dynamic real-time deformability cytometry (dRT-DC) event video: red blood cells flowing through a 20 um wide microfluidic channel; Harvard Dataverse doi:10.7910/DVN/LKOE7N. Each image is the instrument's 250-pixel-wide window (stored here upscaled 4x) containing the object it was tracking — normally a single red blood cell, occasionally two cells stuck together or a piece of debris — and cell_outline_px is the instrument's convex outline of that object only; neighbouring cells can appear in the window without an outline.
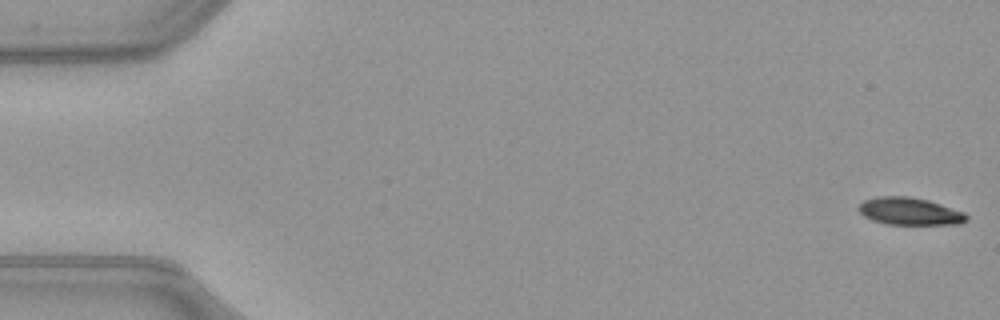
{"species": "common noctule bat (a hibernating species)", "species_latin": "Nyctalus noctula", "temperature_condition": "warm", "stored_images_in_passage": 51, "camera_frame_rate_fps": 3000, "um_per_image_px": 0.085, "animal": {"sex": "female", "body_mass_g": 21.9}, "frame": {"image": 1, "passage_image": 1, "time_ms": 0.0, "image_size_px": [1000, 320], "cell_outline_px": [[968, 220], [960, 224], [888, 224], [872, 220], [864, 216], [856, 208], [864, 200], [876, 196], [908, 196], [928, 200], [964, 212], [968, 216]], "centroid_in_image_um": [77.31, 17.95], "position_along_channel_um": 7.7, "area_um2": 17.22}}
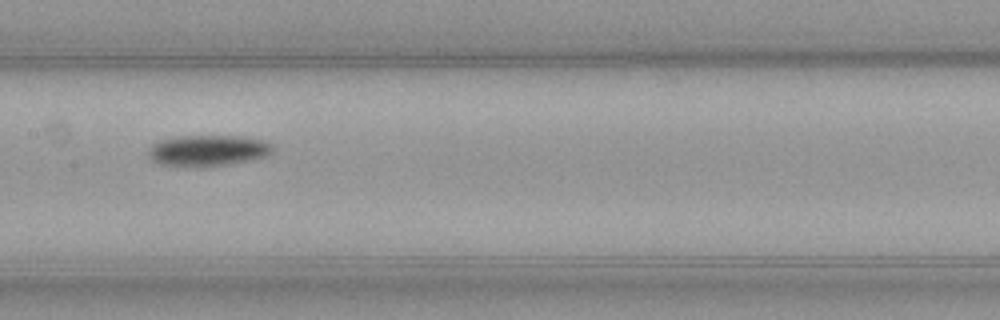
{"frame": {"image": 2, "passage_image": 25, "time_ms": 8.0, "image_size_px": [1000, 320], "cell_outline_px": [[272, 152], [264, 156], [248, 160], [228, 164], [192, 168], [160, 164], [152, 160], [148, 156], [148, 152], [152, 144], [160, 140], [180, 136], [240, 136], [264, 140], [272, 144]], "centroid_in_image_um": [17.63, 12.8], "position_along_channel_um": 189.8, "area_um2": 22.54}}
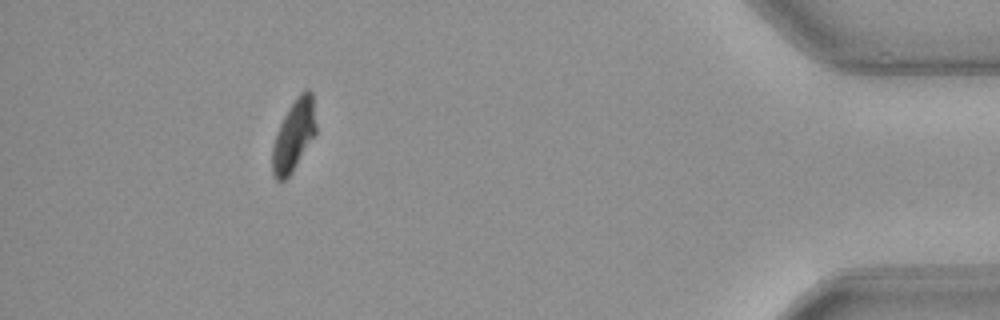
{"frame": {"image": 3, "passage_image": 46, "time_ms": 15.0, "image_size_px": [1000, 320], "cell_outline_px": [[316, 132], [292, 172], [284, 180], [276, 180], [272, 172], [272, 148], [276, 132], [288, 108], [296, 96], [304, 88], [308, 88], [312, 92], [316, 124]], "centroid_in_image_um": [24.97, 11.46], "position_along_channel_um": 410.2, "area_um2": 18.09}, "authors_computed_cell_mechanics": {"area_um2": 20.519, "velocity_mm_per_s": 4.0129, "shape_relaxation_time_tau1_ms": 2.6993, "shape_relaxation_time_tau2_ms": null, "deformation_change_tau1": 0.1416, "deformation_change_tau2": null}}